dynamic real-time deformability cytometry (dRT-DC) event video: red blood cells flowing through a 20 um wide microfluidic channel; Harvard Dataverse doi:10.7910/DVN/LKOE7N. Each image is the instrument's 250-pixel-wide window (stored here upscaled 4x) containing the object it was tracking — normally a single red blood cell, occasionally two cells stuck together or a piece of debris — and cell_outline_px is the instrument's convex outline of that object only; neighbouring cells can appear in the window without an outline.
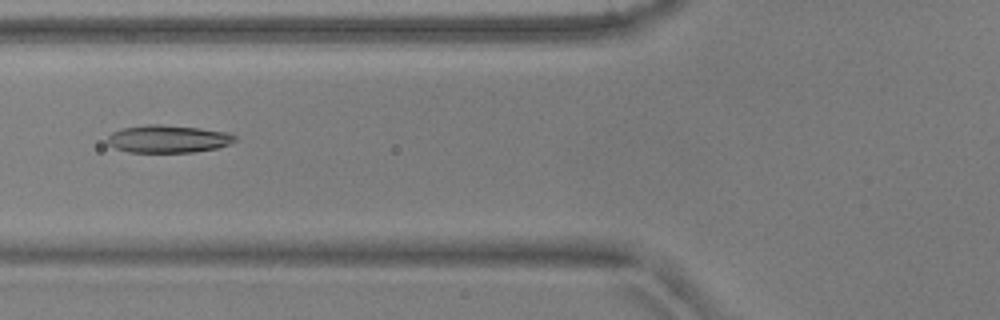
{"species": "common noctule bat (a hibernating species)", "species_latin": "Nyctalus noctula", "temperature_condition": "warm", "stored_images_in_passage": 4, "camera_frame_rate_fps": 3000, "um_per_image_px": 0.085, "animal": {"sex": "male", "body_mass_g": 17.9, "forearm_length_mm": 54.2}, "frame": {"image": 1, "passage_image": 4, "time_ms": 1.0, "image_size_px": [1000, 320], "cell_outline_px": [[236, 140], [228, 144], [216, 148], [192, 152], [128, 152], [116, 148], [108, 144], [108, 136], [112, 132], [124, 128], [148, 124], [160, 124], [200, 128], [232, 132], [236, 136]], "centroid_in_image_um": [14.32, 11.8], "position_along_channel_um": 111.5, "area_um2": 20.52}}